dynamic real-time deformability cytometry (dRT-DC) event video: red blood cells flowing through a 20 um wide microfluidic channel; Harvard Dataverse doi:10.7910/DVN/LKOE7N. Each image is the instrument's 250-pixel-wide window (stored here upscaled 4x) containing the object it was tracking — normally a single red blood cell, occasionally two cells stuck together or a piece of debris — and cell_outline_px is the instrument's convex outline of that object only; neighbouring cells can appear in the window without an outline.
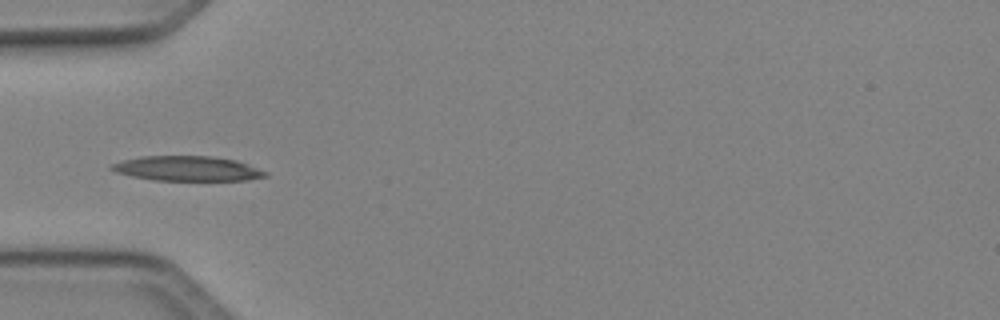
{"species": "Egyptian fruit bat (a non-hibernating species)", "species_latin": "Rousettus aegyptiacus", "temperature_condition": "cold", "stored_images_in_passage": 35, "camera_frame_rate_fps": 3000, "um_per_image_px": 0.085, "animal": {"sex": "female"}, "frame": {"image": 1, "passage_image": 1, "time_ms": 0.0, "image_size_px": [1000, 320], "cell_outline_px": [[268, 176], [248, 180], [152, 180], [132, 176], [116, 172], [108, 168], [112, 164], [124, 160], [140, 156], [212, 156], [236, 160], [268, 172]], "centroid_in_image_um": [15.93, 14.32], "position_along_channel_um": 69.1, "area_um2": 22.2}}
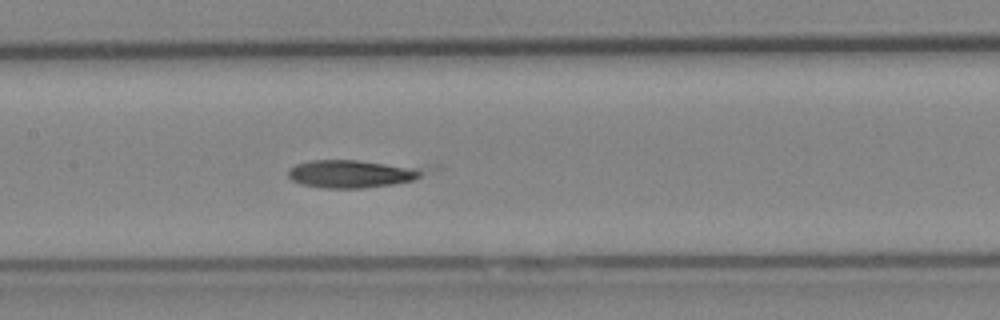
{"frame": {"image": 2, "passage_image": 9, "time_ms": 2.667, "image_size_px": [1000, 320], "cell_outline_px": [[420, 176], [412, 180], [392, 184], [364, 188], [324, 188], [300, 184], [292, 180], [288, 176], [288, 168], [296, 164], [312, 160], [356, 160], [416, 168], [420, 172]], "centroid_in_image_um": [29.72, 14.78], "position_along_channel_um": 177.7, "area_um2": 21.27}}
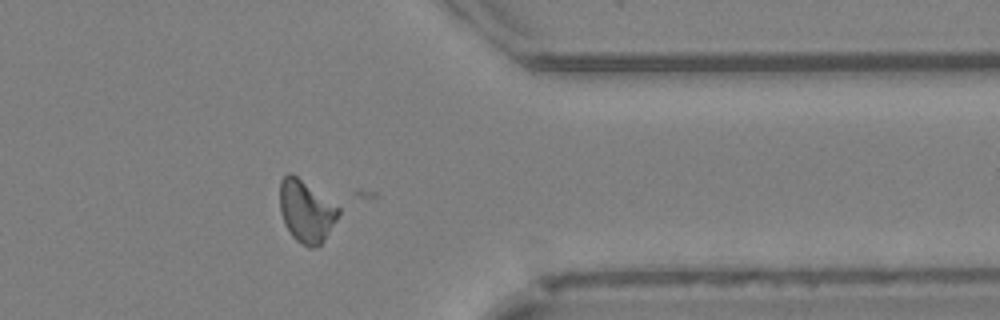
{"frame": {"image": 3, "passage_image": 25, "time_ms": 8.0, "image_size_px": [1000, 320], "cell_outline_px": [[340, 212], [336, 220], [324, 240], [316, 248], [308, 248], [296, 240], [292, 236], [284, 224], [280, 208], [280, 180], [288, 172], [292, 172], [340, 208]], "centroid_in_image_um": [26.01, 17.96], "position_along_channel_um": 385.4, "area_um2": 21.15}, "authors_computed_cell_mechanics": {"area_um2": 20.4034, "velocity_mm_per_s": 4.1125, "shape_relaxation_time_tau1_ms": null, "shape_relaxation_time_tau2_ms": 2.9974, "deformation_change_tau1": null, "deformation_change_tau2": 0.0741}}